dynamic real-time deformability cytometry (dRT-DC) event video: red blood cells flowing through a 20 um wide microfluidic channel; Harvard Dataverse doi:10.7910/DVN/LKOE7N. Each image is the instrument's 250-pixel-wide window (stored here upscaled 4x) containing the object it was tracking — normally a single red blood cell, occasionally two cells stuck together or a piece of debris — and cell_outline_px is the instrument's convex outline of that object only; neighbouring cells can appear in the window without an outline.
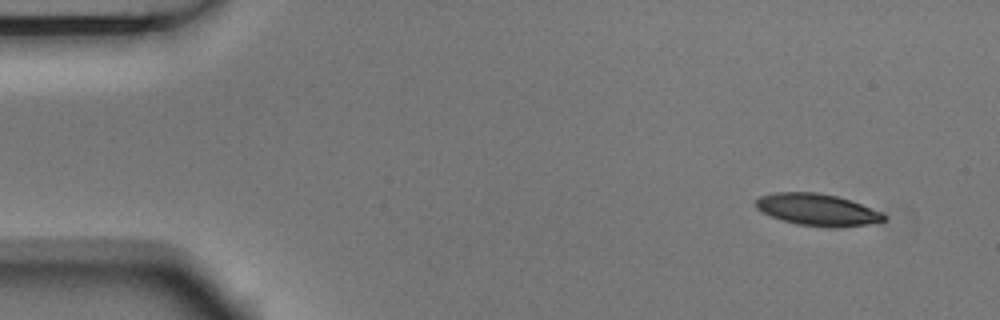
{"species": "Egyptian fruit bat (a non-hibernating species)", "species_latin": "Rousettus aegyptiacus", "temperature_condition": "room temperature", "stored_images_in_passage": 3, "camera_frame_rate_fps": 3000, "um_per_image_px": 0.085, "animal": {"sex": "male"}, "frame": {"image": 1, "passage_image": 1, "time_ms": 0.0, "image_size_px": [1000, 320], "cell_outline_px": [[888, 220], [868, 224], [836, 228], [828, 228], [796, 224], [772, 216], [756, 208], [756, 200], [760, 196], [776, 192], [816, 192], [836, 196], [852, 200], [880, 212], [888, 216]], "centroid_in_image_um": [69.52, 17.83], "position_along_channel_um": 15.5, "area_um2": 23.81}}